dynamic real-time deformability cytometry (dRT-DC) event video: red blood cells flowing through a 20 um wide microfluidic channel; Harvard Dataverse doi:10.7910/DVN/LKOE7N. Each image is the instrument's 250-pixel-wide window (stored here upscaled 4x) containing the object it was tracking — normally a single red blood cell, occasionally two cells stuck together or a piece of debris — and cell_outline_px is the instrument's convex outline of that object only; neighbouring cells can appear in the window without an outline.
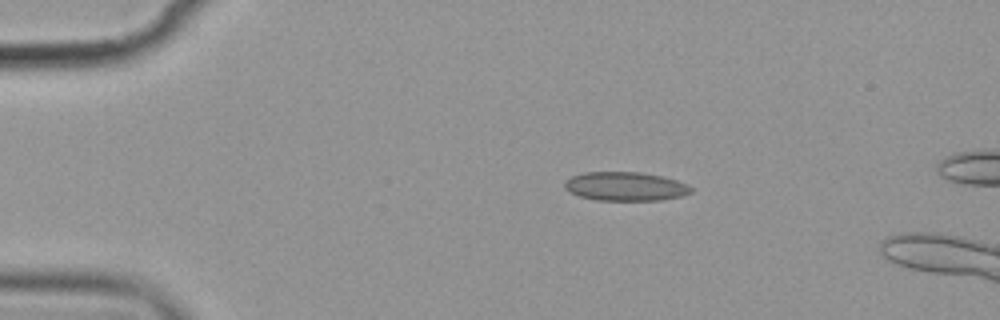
{"species": "common noctule bat (a hibernating species)", "species_latin": "Nyctalus noctula", "temperature_condition": "cold", "stored_images_in_passage": 5, "camera_frame_rate_fps": 3000, "um_per_image_px": 0.085, "animal": {"sex": "female", "body_mass_g": 19.9}, "frame": {"image": 1, "passage_image": 3, "time_ms": 2.333, "image_size_px": [1000, 320], "cell_outline_px": [[692, 192], [680, 196], [660, 200], [596, 200], [580, 196], [568, 192], [564, 188], [564, 180], [572, 176], [584, 172], [640, 172], [664, 176], [688, 184], [692, 188]], "centroid_in_image_um": [53.14, 15.83], "position_along_channel_um": 31.9, "area_um2": 21.39}}